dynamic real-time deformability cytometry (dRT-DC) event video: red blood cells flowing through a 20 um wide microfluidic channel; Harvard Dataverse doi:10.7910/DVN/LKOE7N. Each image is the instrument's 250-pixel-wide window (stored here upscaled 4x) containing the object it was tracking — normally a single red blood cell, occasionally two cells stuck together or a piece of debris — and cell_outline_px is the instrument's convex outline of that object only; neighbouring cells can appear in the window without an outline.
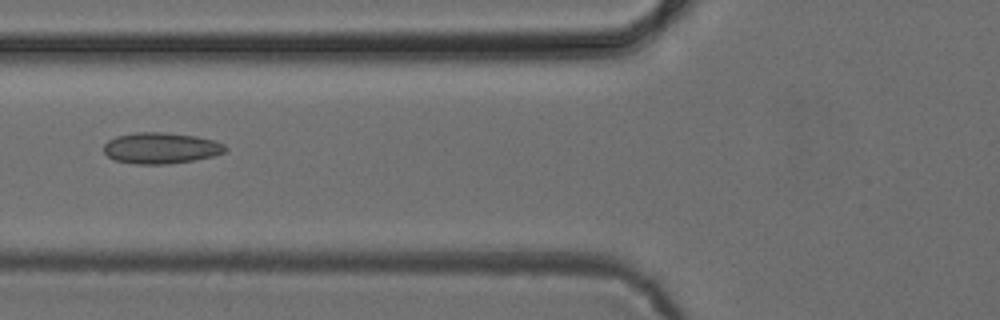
{"species": "common noctule bat (a hibernating species)", "species_latin": "Nyctalus noctula", "temperature_condition": "cold", "stored_images_in_passage": 6, "camera_frame_rate_fps": 3000, "um_per_image_px": 0.085, "animal": {"sex": "female", "body_mass_g": 24.6, "forearm_length_mm": 56.2}, "frame": {"image": 1, "passage_image": 5, "time_ms": 6.333, "image_size_px": [1000, 320], "cell_outline_px": [[228, 148], [224, 152], [212, 156], [192, 160], [168, 164], [136, 164], [116, 160], [108, 156], [104, 152], [104, 144], [108, 140], [116, 136], [136, 132], [160, 132], [196, 136], [216, 140], [224, 144]], "centroid_in_image_um": [13.68, 12.58], "position_along_channel_um": 112.1, "area_um2": 21.96}}
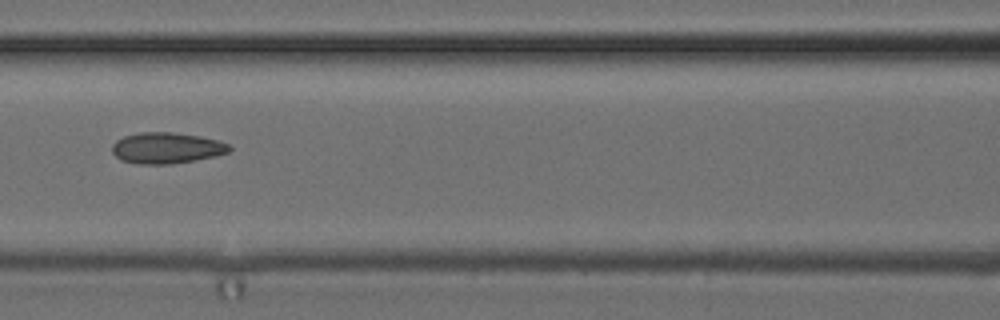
{"frame": {"image": 2, "passage_image": 6, "time_ms": 7.333, "image_size_px": [1000, 320], "cell_outline_px": [[232, 148], [228, 152], [216, 156], [196, 160], [168, 164], [140, 164], [120, 160], [112, 152], [112, 144], [116, 140], [124, 136], [140, 132], [172, 132], [200, 136], [216, 140], [228, 144]], "centroid_in_image_um": [14.14, 12.58], "position_along_channel_um": 152.5, "area_um2": 21.21}}